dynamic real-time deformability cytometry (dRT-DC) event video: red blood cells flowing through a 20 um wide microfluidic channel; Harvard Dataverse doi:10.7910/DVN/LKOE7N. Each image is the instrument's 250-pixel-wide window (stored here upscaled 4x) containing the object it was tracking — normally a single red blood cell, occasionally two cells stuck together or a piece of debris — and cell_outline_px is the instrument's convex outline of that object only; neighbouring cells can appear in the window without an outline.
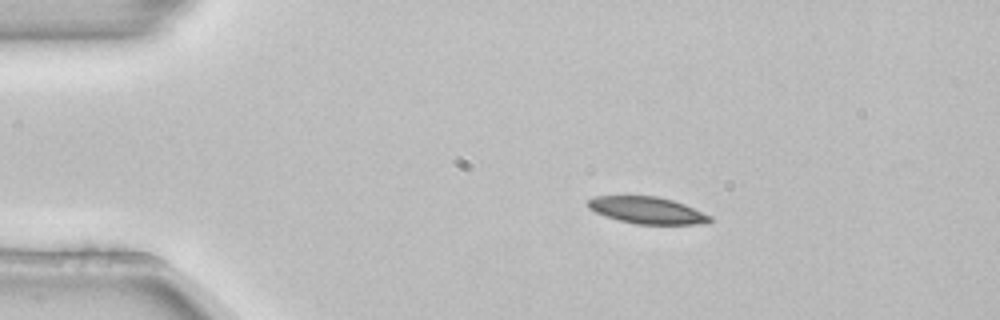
{"species": "common noctule bat (a hibernating species)", "species_latin": "Nyctalus noctula", "temperature_condition": "room temperature", "stored_images_in_passage": 4, "camera_frame_rate_fps": 3000, "um_per_image_px": 0.085, "animal": {"sex": "female", "body_mass_g": 22.7, "forearm_length_mm": 54.2}, "frame": {"image": 1, "passage_image": 1, "time_ms": 0.0, "image_size_px": [1000, 320], "cell_outline_px": [[712, 220], [692, 224], [636, 224], [604, 216], [588, 208], [584, 204], [584, 200], [596, 196], [656, 196], [672, 200], [684, 204], [712, 216]], "centroid_in_image_um": [54.91, 17.86], "position_along_channel_um": 30.1, "area_um2": 19.02}}
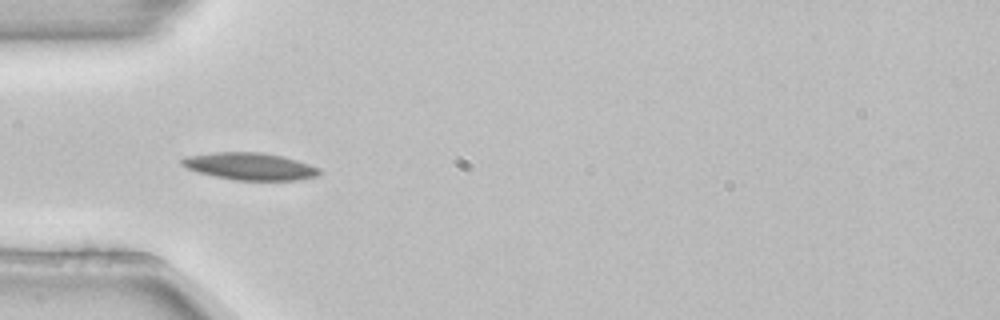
{"frame": {"image": 2, "passage_image": 3, "time_ms": 0.667, "image_size_px": [1000, 320], "cell_outline_px": [[320, 172], [316, 176], [296, 180], [232, 180], [200, 172], [188, 168], [180, 164], [180, 160], [184, 156], [212, 152], [260, 152], [284, 156], [320, 168]], "centroid_in_image_um": [21.21, 14.13], "position_along_channel_um": 63.8, "area_um2": 21.73}}